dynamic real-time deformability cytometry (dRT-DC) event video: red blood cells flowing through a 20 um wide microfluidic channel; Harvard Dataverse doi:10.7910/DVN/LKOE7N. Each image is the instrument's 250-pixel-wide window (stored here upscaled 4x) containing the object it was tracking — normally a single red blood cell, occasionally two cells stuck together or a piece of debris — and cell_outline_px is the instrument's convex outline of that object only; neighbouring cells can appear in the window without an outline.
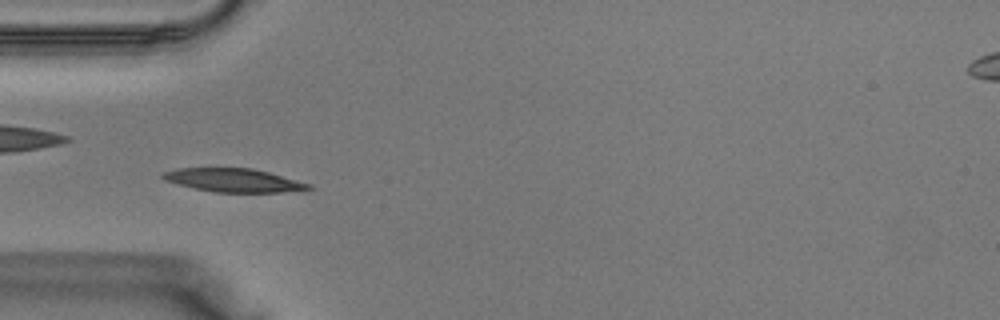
{"species": "Egyptian fruit bat (a non-hibernating species)", "species_latin": "Rousettus aegyptiacus", "temperature_condition": "warm", "stored_images_in_passage": 38, "camera_frame_rate_fps": 3000, "um_per_image_px": 0.085, "animal": {"sex": "male"}, "frame": {"image": 1, "passage_image": 11, "time_ms": 3.333, "image_size_px": [1000, 320], "cell_outline_px": [[312, 188], [280, 192], [216, 192], [176, 184], [164, 180], [160, 176], [160, 172], [176, 168], [252, 168], [268, 172], [312, 184]], "centroid_in_image_um": [19.78, 15.31], "position_along_channel_um": 65.2, "area_um2": 19.83}}
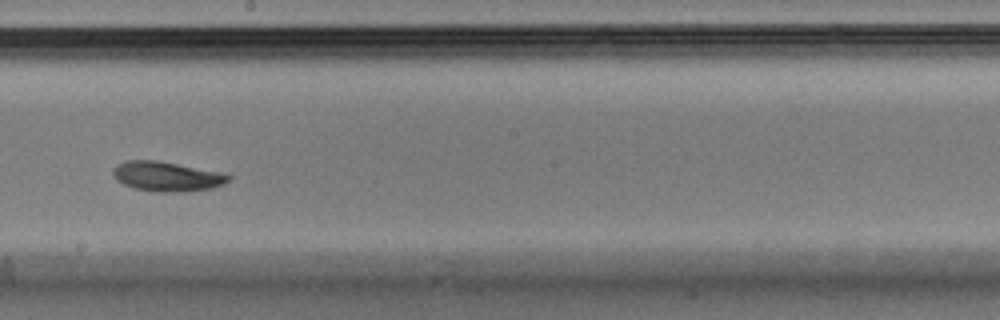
{"frame": {"image": 2, "passage_image": 21, "time_ms": 6.667, "image_size_px": [1000, 320], "cell_outline_px": [[232, 180], [224, 184], [212, 188], [188, 192], [156, 192], [136, 188], [124, 184], [116, 180], [112, 172], [112, 168], [116, 164], [128, 160], [156, 160], [224, 172], [232, 176]], "centroid_in_image_um": [14.23, 15.0], "position_along_channel_um": 234.0, "area_um2": 20.35}}
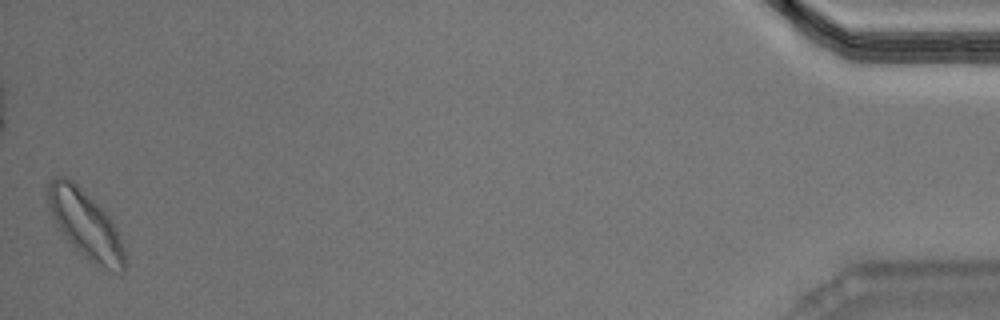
{"frame": {"image": 3, "passage_image": 38, "time_ms": 12.333, "image_size_px": [1000, 320], "cell_outline_px": [[128, 264], [124, 272], [120, 272], [96, 264], [84, 256], [72, 244], [60, 228], [48, 204], [48, 184], [52, 176], [60, 176], [72, 180], [108, 216], [116, 228]], "centroid_in_image_um": [7.29, 19.08], "position_along_channel_um": 427.9, "area_um2": 29.02}}